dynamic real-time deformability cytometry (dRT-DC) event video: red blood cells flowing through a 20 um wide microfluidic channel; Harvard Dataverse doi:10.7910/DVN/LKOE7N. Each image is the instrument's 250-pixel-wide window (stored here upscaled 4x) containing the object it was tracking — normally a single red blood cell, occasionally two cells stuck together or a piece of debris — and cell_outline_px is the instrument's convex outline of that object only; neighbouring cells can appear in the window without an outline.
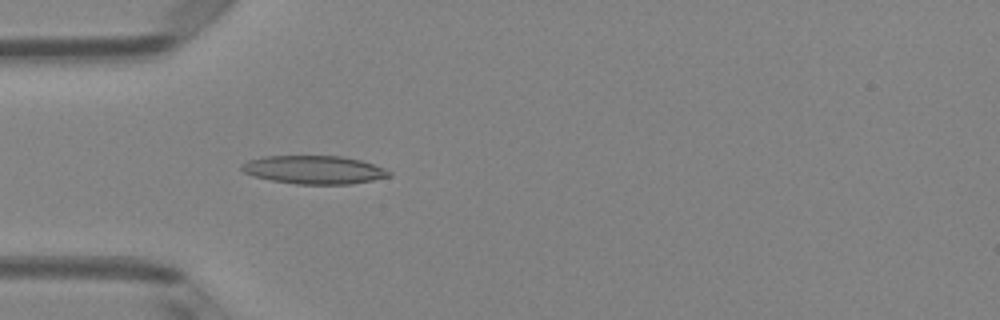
{"species": "Egyptian fruit bat (a non-hibernating species)", "species_latin": "Rousettus aegyptiacus", "temperature_condition": "room temperature", "stored_images_in_passage": 50, "camera_frame_rate_fps": 3000, "um_per_image_px": 0.085, "animal": {"sex": "female"}, "frame": {"image": 1, "passage_image": 15, "time_ms": 4.667, "image_size_px": [1000, 320], "cell_outline_px": [[392, 176], [352, 184], [296, 184], [272, 180], [256, 176], [244, 172], [240, 168], [240, 164], [248, 160], [264, 156], [340, 156], [360, 160], [384, 168], [392, 172]], "centroid_in_image_um": [26.7, 14.43], "position_along_channel_um": 58.3, "area_um2": 24.22}}
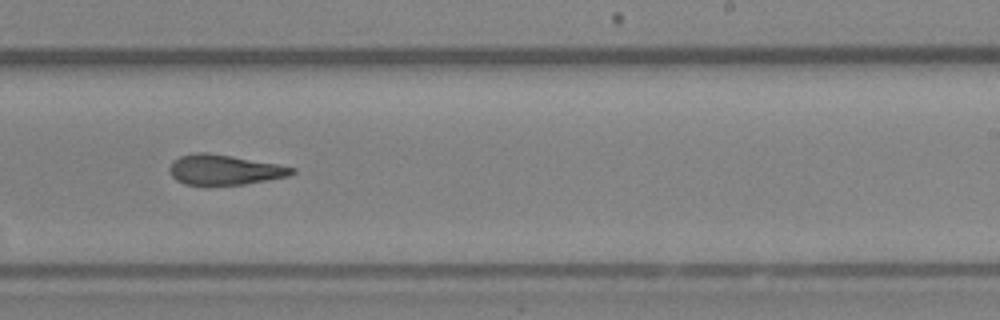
{"frame": {"image": 2, "passage_image": 31, "time_ms": 10.0, "image_size_px": [1000, 320], "cell_outline_px": [[296, 172], [288, 176], [268, 180], [244, 184], [208, 188], [184, 184], [176, 180], [172, 176], [168, 168], [172, 160], [180, 156], [196, 152], [208, 152], [232, 156], [276, 164], [296, 168]], "centroid_in_image_um": [19.01, 14.47], "position_along_channel_um": 270.0, "area_um2": 22.2}}
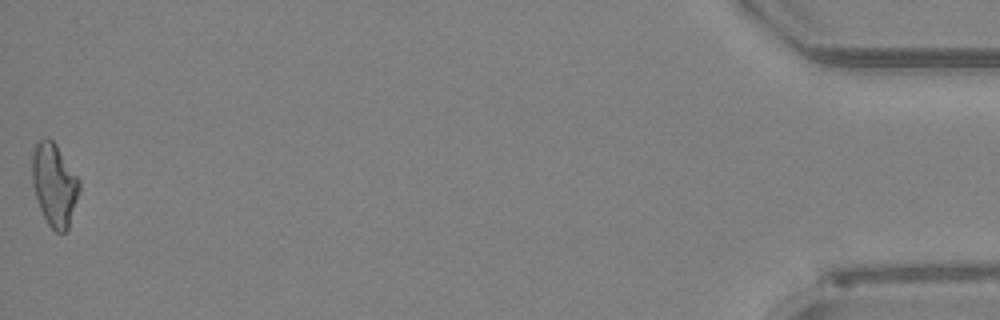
{"frame": {"image": 3, "passage_image": 50, "time_ms": 16.333, "image_size_px": [1000, 320], "cell_outline_px": [[80, 188], [68, 228], [64, 232], [56, 232], [48, 224], [40, 208], [32, 184], [32, 152], [36, 140], [52, 140], [56, 144], [80, 180]], "centroid_in_image_um": [4.61, 15.68], "position_along_channel_um": 430.6, "area_um2": 22.48}, "authors_computed_cell_mechanics": {"area_um2": 22.542, "velocity_mm_per_s": 4.0358, "shape_relaxation_time_tau1_ms": null, "shape_relaxation_time_tau2_ms": 5.0239, "deformation_change_tau1": null, "deformation_change_tau2": 0.1677}}